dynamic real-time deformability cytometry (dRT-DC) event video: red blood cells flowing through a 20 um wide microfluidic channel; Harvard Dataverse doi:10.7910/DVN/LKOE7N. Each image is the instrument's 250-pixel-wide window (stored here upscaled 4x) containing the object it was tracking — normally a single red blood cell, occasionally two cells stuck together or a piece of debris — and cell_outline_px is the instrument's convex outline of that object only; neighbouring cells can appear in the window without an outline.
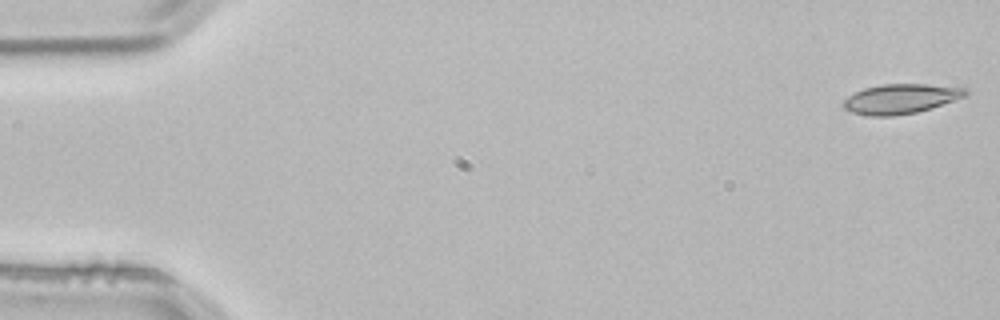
{"species": "common noctule bat (a hibernating species)", "species_latin": "Nyctalus noctula", "temperature_condition": "room temperature", "stored_images_in_passage": 4, "camera_frame_rate_fps": 3000, "um_per_image_px": 0.085, "animal": {"sex": "male", "body_mass_g": 21.5, "forearm_length_mm": 52.0}, "frame": {"image": 1, "passage_image": 1, "time_ms": 0.0, "image_size_px": [1000, 320], "cell_outline_px": [[968, 92], [964, 96], [932, 108], [916, 112], [892, 116], [868, 116], [852, 112], [844, 108], [844, 100], [848, 96], [864, 88], [880, 84], [928, 84], [968, 88]], "centroid_in_image_um": [76.56, 8.39], "position_along_channel_um": 8.4, "area_um2": 21.04}}
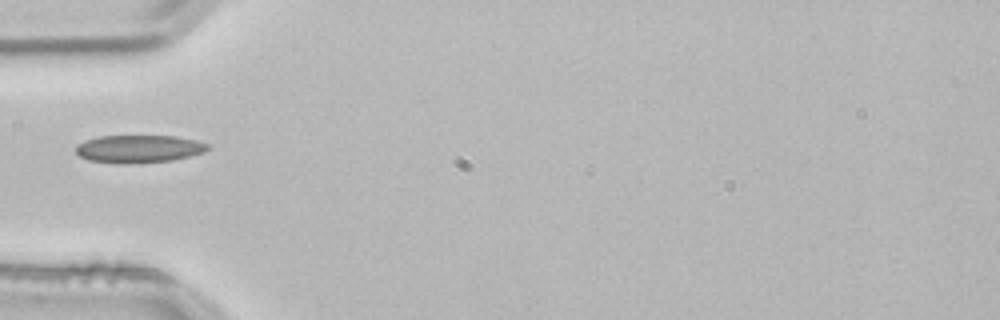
{"frame": {"image": 2, "passage_image": 4, "time_ms": 1.0, "image_size_px": [1000, 320], "cell_outline_px": [[212, 148], [204, 152], [172, 160], [128, 164], [116, 164], [88, 160], [80, 156], [76, 152], [76, 144], [84, 140], [100, 136], [176, 136], [196, 140], [208, 144]], "centroid_in_image_um": [11.78, 12.65], "position_along_channel_um": 73.2, "area_um2": 21.5}}